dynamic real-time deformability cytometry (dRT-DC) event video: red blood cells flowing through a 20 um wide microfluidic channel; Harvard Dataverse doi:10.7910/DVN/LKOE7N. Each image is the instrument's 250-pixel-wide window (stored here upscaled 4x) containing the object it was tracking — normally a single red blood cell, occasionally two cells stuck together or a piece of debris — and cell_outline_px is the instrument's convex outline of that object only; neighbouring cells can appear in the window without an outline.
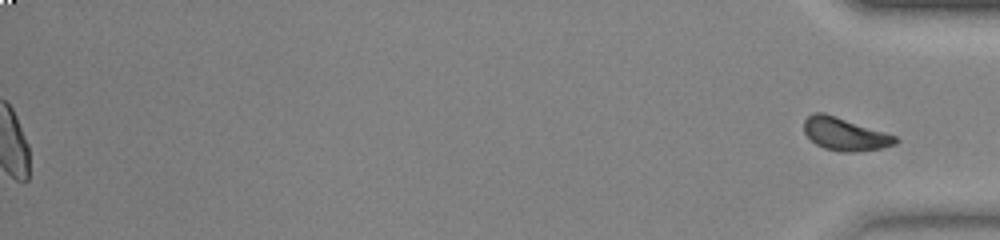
{"species": "common noctule bat (a hibernating species)", "species_latin": "Nyctalus noctula", "temperature_condition": "warm", "stored_images_in_passage": 54, "segment_of_instrument_passage": [2, 2], "camera_frame_rate_fps": 3000, "um_per_image_px": 0.085, "animal": {"sex": "female", "body_mass_g": 23.0, "forearm_length_mm": 53.4}, "frame": {"image": 1, "passage_image": 54, "time_ms": 17.667, "image_size_px": [1000, 240], "cell_outline_px": [[900, 140], [896, 144], [880, 148], [856, 152], [844, 152], [824, 148], [816, 144], [804, 132], [804, 120], [812, 112], [824, 112], [896, 136]], "centroid_in_image_um": [71.81, 11.39], "position_along_channel_um": 363.4, "area_um2": 17.34}}